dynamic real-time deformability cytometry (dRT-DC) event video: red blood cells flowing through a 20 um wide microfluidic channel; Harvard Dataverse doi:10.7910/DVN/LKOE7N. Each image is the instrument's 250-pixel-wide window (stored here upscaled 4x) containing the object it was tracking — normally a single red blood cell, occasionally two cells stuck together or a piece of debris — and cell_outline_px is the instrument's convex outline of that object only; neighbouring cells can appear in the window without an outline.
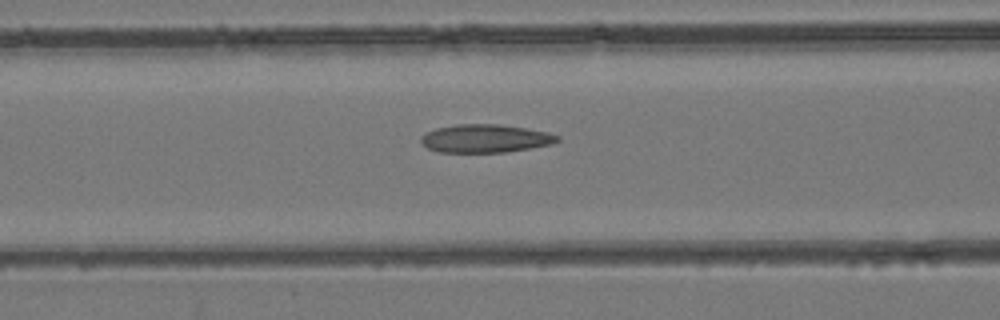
{"species": "common noctule bat (a hibernating species)", "species_latin": "Nyctalus noctula", "temperature_condition": "room temperature", "stored_images_in_passage": 36, "camera_frame_rate_fps": 3000, "um_per_image_px": 0.085, "animal": {"sex": "female", "body_mass_g": 24.6, "forearm_length_mm": 56.2}, "frame": {"image": 1, "passage_image": 12, "time_ms": 3.667, "image_size_px": [1000, 320], "cell_outline_px": [[560, 140], [552, 144], [508, 152], [436, 152], [420, 144], [420, 136], [424, 132], [436, 128], [456, 124], [500, 124], [548, 132], [560, 136]], "centroid_in_image_um": [41.21, 11.77], "position_along_channel_um": 125.4, "area_um2": 22.66}}
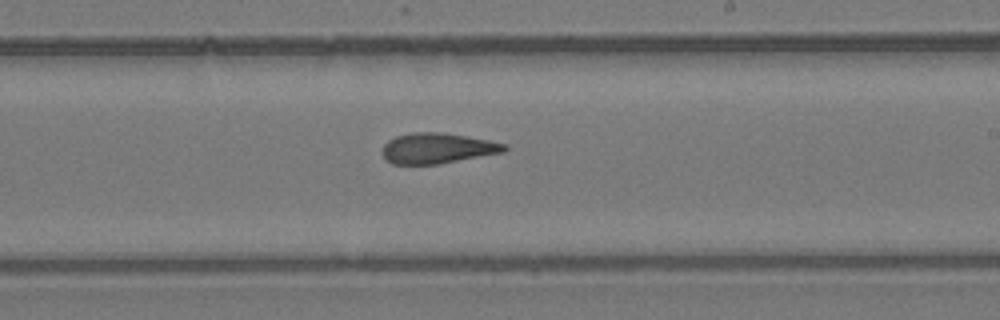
{"frame": {"image": 2, "passage_image": 21, "time_ms": 6.667, "image_size_px": [1000, 320], "cell_outline_px": [[508, 148], [504, 152], [440, 164], [392, 164], [380, 152], [384, 144], [388, 140], [396, 136], [412, 132], [444, 132], [488, 140], [508, 144]], "centroid_in_image_um": [37.18, 12.6], "position_along_channel_um": 251.8, "area_um2": 21.85}}
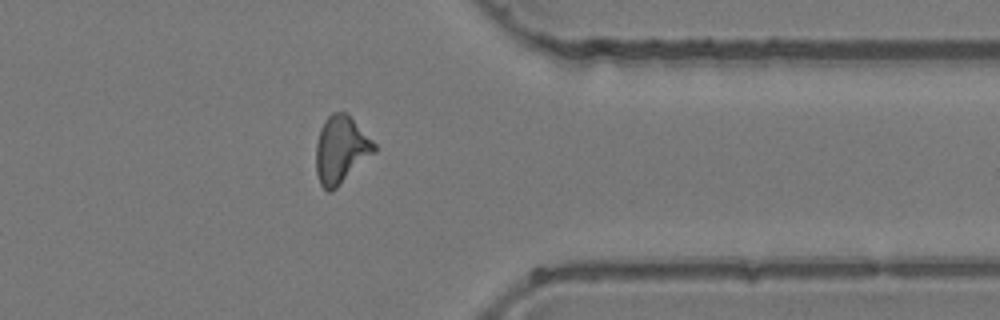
{"frame": {"image": 3, "passage_image": 31, "time_ms": 10.0, "image_size_px": [1000, 320], "cell_outline_px": [[376, 152], [332, 192], [328, 192], [320, 184], [316, 172], [316, 144], [320, 128], [324, 120], [332, 112], [348, 112], [376, 144]], "centroid_in_image_um": [28.99, 12.71], "position_along_channel_um": 382.4, "area_um2": 23.18}}